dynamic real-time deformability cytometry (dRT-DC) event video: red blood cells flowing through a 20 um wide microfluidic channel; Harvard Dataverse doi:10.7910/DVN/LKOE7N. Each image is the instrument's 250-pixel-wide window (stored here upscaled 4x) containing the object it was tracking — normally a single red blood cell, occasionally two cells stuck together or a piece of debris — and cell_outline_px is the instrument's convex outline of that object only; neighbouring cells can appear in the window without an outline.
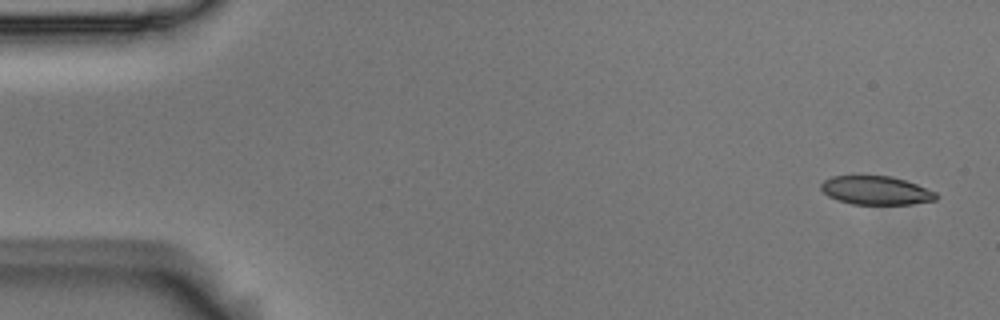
{"species": "Egyptian fruit bat (a non-hibernating species)", "species_latin": "Rousettus aegyptiacus", "temperature_condition": "room temperature", "stored_images_in_passage": 5, "camera_frame_rate_fps": 3000, "um_per_image_px": 0.085, "animal": {"sex": "male"}, "frame": {"image": 1, "passage_image": 1, "time_ms": 0.0, "image_size_px": [1000, 320], "cell_outline_px": [[936, 200], [912, 204], [852, 204], [836, 200], [828, 196], [820, 188], [820, 184], [824, 180], [832, 176], [892, 176], [916, 184], [936, 192]], "centroid_in_image_um": [74.43, 16.19], "position_along_channel_um": 10.6, "area_um2": 19.13}}
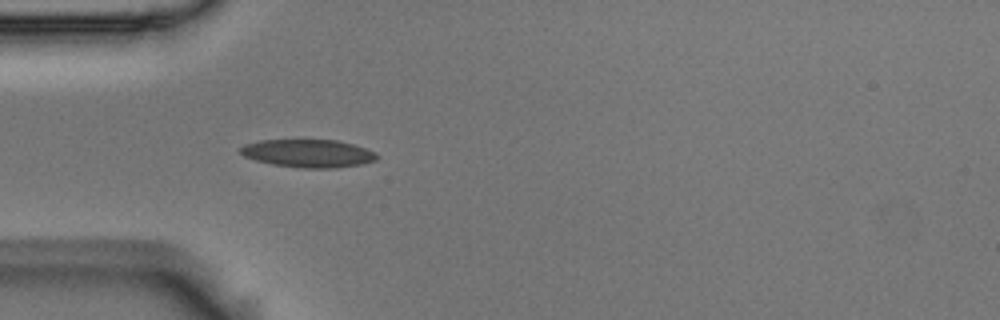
{"frame": {"image": 2, "passage_image": 5, "time_ms": 1.333, "image_size_px": [1000, 320], "cell_outline_px": [[380, 156], [376, 160], [364, 164], [336, 168], [300, 168], [272, 164], [256, 160], [244, 156], [240, 152], [240, 148], [244, 144], [260, 140], [336, 140], [352, 144], [376, 152]], "centroid_in_image_um": [26.22, 13.04], "position_along_channel_um": 58.8, "area_um2": 22.31}}